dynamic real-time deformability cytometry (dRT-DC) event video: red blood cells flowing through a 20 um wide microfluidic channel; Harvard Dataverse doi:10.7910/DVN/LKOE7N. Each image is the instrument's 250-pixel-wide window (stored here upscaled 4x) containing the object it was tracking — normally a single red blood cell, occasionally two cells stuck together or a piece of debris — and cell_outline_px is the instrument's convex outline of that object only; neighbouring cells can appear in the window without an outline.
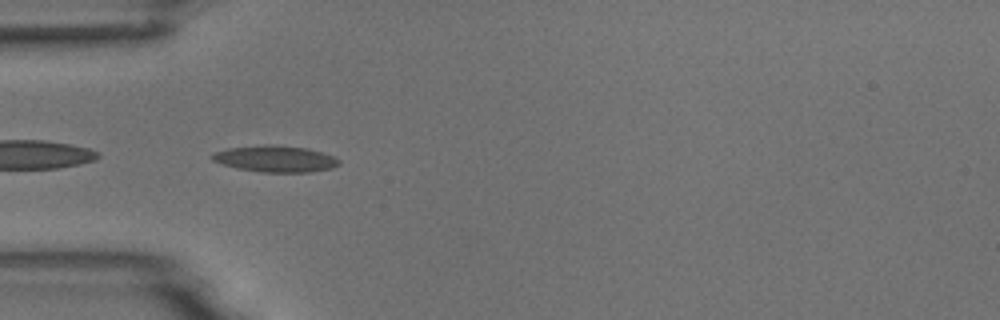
{"species": "common noctule bat (a hibernating species)", "species_latin": "Nyctalus noctula", "temperature_condition": "room temperature", "stored_images_in_passage": 39, "camera_frame_rate_fps": 3000, "um_per_image_px": 0.085, "animal": {"sex": "male", "body_mass_g": 18.8}, "frame": {"image": 1, "passage_image": 1, "time_ms": 0.0, "image_size_px": [1000, 320], "cell_outline_px": [[340, 164], [332, 168], [312, 172], [260, 172], [236, 168], [212, 160], [208, 156], [212, 152], [228, 148], [264, 144], [268, 144], [308, 148], [336, 156], [340, 160]], "centroid_in_image_um": [23.41, 13.49], "position_along_channel_um": 61.6, "area_um2": 19.83}}
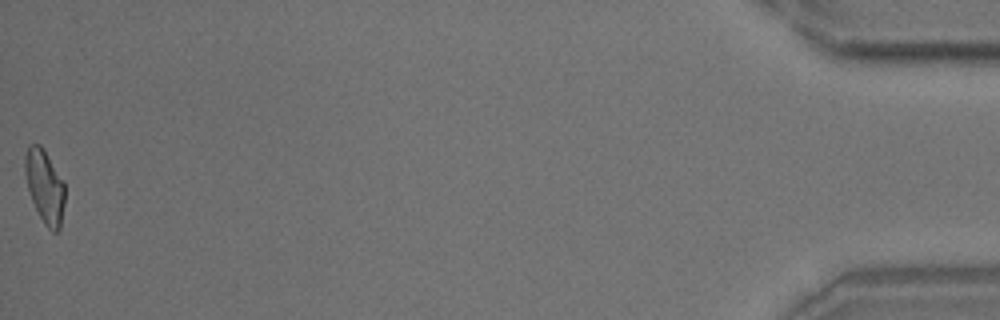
{"frame": {"image": 2, "passage_image": 39, "time_ms": 12.667, "image_size_px": [1000, 320], "cell_outline_px": [[64, 204], [60, 228], [56, 232], [52, 232], [44, 224], [32, 200], [28, 188], [24, 172], [24, 156], [28, 144], [40, 144], [44, 148], [64, 184]], "centroid_in_image_um": [3.78, 15.82], "position_along_channel_um": 431.4, "area_um2": 16.94}, "authors_computed_cell_mechanics": {"area_um2": 17.5712, "velocity_mm_per_s": 3.7088, "shape_relaxation_time_tau1_ms": 6.9503, "shape_relaxation_time_tau2_ms": 2.2138, "deformation_change_tau1": 0.1787, "deformation_change_tau2": 0.095}}